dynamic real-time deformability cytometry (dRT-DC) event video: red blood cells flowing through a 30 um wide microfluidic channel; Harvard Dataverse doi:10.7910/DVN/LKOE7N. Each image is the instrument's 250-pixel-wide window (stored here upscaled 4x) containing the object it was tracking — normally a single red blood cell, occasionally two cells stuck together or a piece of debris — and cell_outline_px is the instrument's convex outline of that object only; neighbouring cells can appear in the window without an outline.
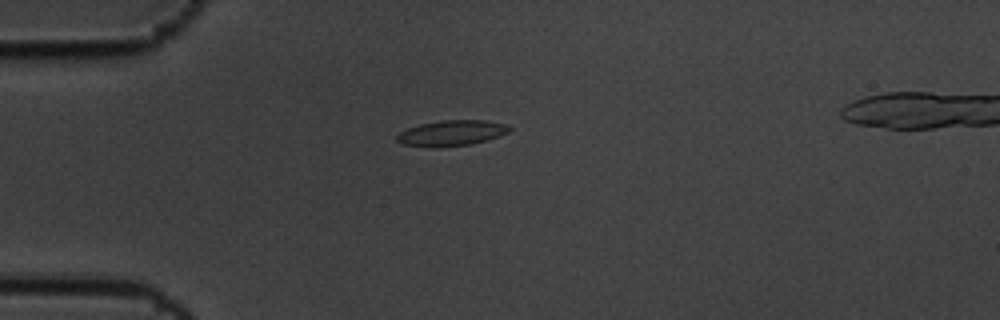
{"species": "common noctule bat (a hibernating species)", "species_latin": "Nyctalus noctula", "temperature_condition": "cold", "stored_images_in_passage": 2, "camera_frame_rate_fps": 3000, "um_per_image_px": 0.085, "animal": {"sex": "male", "body_mass_g": 19.5, "forearm_length_mm": 54.6}, "frame": {"image": 1, "passage_image": 2, "time_ms": 0.333, "image_size_px": [1000, 320], "cell_outline_px": [[512, 128], [508, 132], [500, 136], [488, 140], [472, 144], [432, 148], [404, 144], [396, 140], [396, 136], [400, 132], [408, 128], [420, 124], [440, 120], [484, 120], [508, 124]], "centroid_in_image_um": [38.41, 11.31], "position_along_channel_um": 46.6, "area_um2": 16.94}}